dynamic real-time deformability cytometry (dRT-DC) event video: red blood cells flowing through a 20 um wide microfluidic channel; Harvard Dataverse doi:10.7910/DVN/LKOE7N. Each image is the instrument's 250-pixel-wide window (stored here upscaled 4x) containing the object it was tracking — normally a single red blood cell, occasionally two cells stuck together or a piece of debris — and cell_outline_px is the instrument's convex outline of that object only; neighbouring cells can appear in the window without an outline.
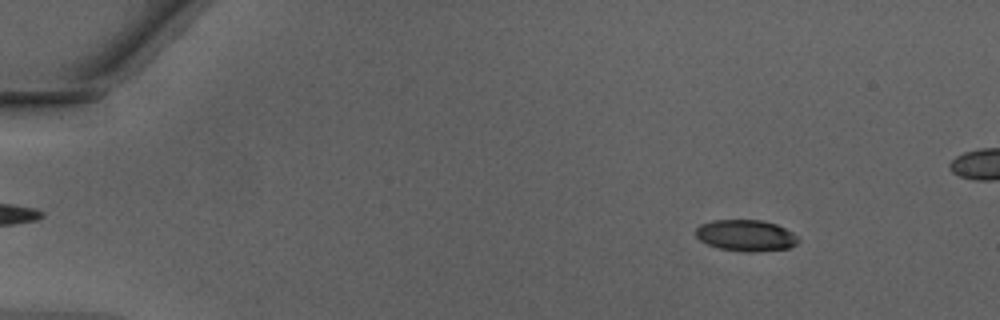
{"species": "Egyptian fruit bat (a non-hibernating species)", "species_latin": "Rousettus aegyptiacus", "temperature_condition": "warm", "stored_images_in_passage": 48, "camera_frame_rate_fps": 3000, "um_per_image_px": 0.085, "animal": {"sex": "male"}, "frame": {"image": 1, "passage_image": 7, "time_ms": 2.0, "image_size_px": [1000, 320], "cell_outline_px": [[800, 240], [796, 244], [788, 248], [752, 252], [748, 252], [720, 248], [708, 244], [700, 240], [696, 236], [696, 228], [700, 224], [712, 220], [764, 220], [776, 224], [792, 232]], "centroid_in_image_um": [63.4, 20.0], "position_along_channel_um": 21.6, "area_um2": 18.61}}
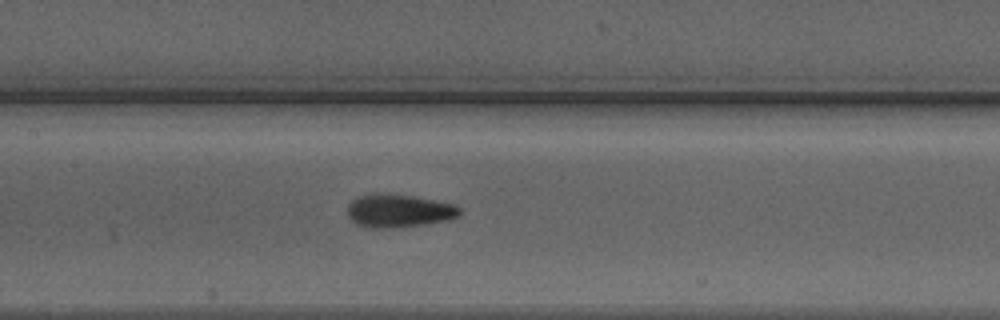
{"frame": {"image": 2, "passage_image": 25, "time_ms": 8.0, "image_size_px": [1000, 320], "cell_outline_px": [[460, 216], [448, 220], [428, 224], [396, 228], [372, 228], [356, 224], [348, 216], [348, 204], [356, 196], [372, 192], [388, 192], [412, 196], [452, 204], [460, 208]], "centroid_in_image_um": [33.85, 17.91], "position_along_channel_um": 173.5, "area_um2": 22.08}}
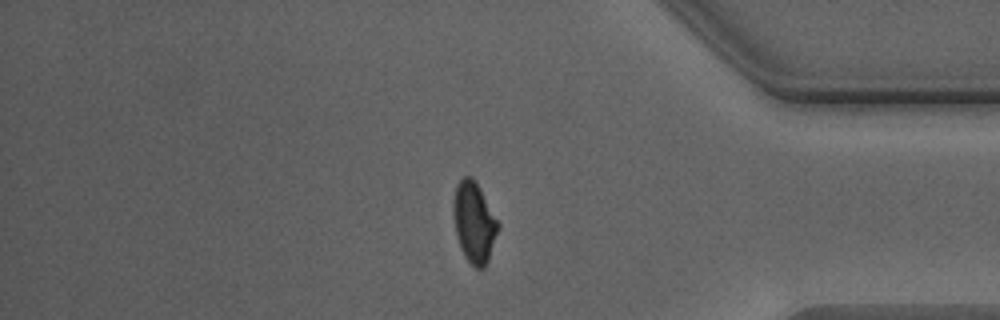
{"frame": {"image": 3, "passage_image": 42, "time_ms": 13.667, "image_size_px": [1000, 320], "cell_outline_px": [[500, 224], [488, 260], [484, 268], [476, 268], [464, 256], [460, 248], [456, 236], [452, 212], [452, 204], [456, 184], [464, 176], [472, 176]], "centroid_in_image_um": [40.27, 18.89], "position_along_channel_um": 394.9, "area_um2": 20.92}}